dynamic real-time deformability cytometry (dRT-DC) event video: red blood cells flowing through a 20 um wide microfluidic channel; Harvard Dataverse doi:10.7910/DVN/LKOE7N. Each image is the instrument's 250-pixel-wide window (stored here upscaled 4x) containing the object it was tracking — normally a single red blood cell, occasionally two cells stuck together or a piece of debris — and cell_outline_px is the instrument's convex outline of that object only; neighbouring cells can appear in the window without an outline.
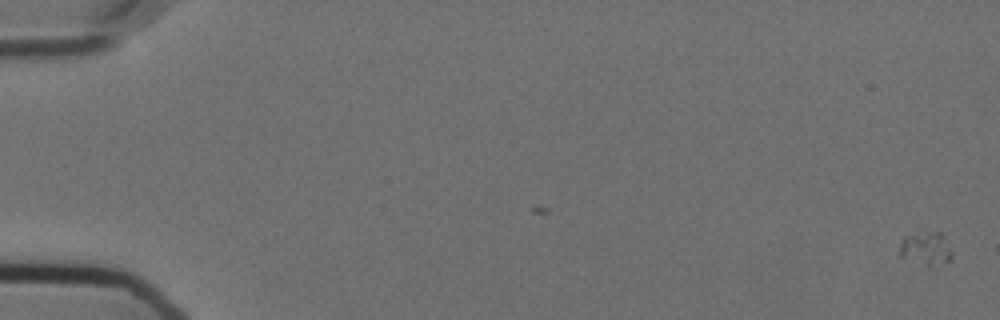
{"species": "Egyptian fruit bat (a non-hibernating species)", "species_latin": "Rousettus aegyptiacus", "temperature_condition": "cold", "stored_images_in_passage": 22, "camera_frame_rate_fps": 3000, "um_per_image_px": 0.085, "animal": {"sex": "female"}, "frame": {"image": 1, "passage_image": 1, "time_ms": 0.0, "image_size_px": [1000, 320], "cell_outline_px": [[952, 260], [936, 268], [900, 256], [900, 244], [904, 236], [928, 232], [940, 232], [944, 236], [952, 252]], "centroid_in_image_um": [78.76, 21.16], "position_along_channel_um": 6.2, "area_um2": 10.17}}
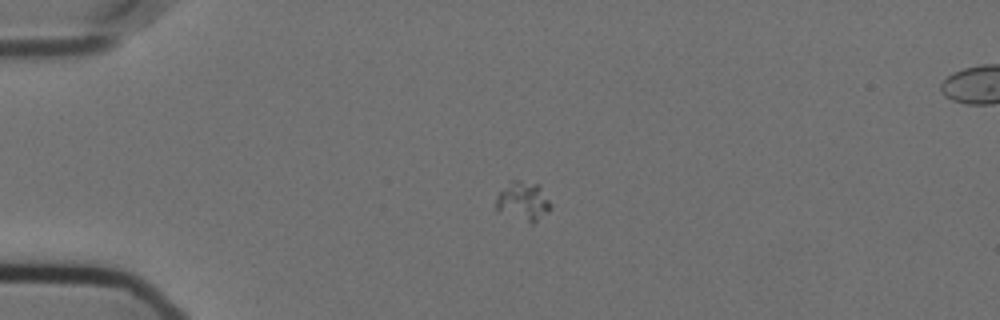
{"frame": {"image": 2, "passage_image": 15, "time_ms": 4.667, "image_size_px": [1000, 320], "cell_outline_px": [[552, 208], [548, 212], [532, 224], [496, 212], [496, 196], [512, 180], [520, 180], [540, 184], [552, 204]], "centroid_in_image_um": [44.48, 17.11], "position_along_channel_um": 40.5, "area_um2": 12.72}}
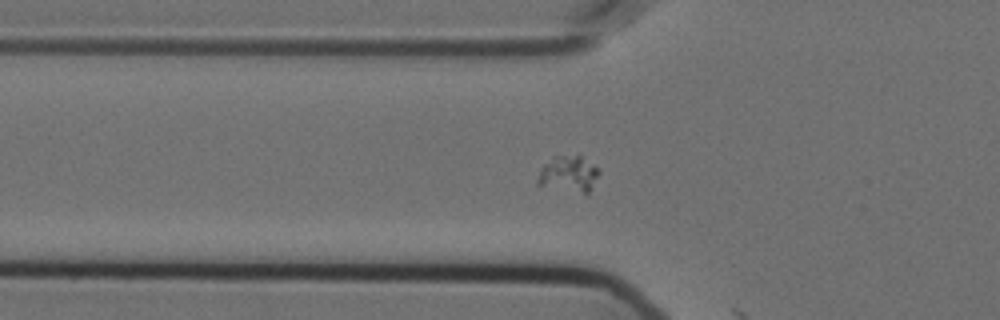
{"frame": {"image": 3, "passage_image": 21, "time_ms": 6.667, "image_size_px": [1000, 320], "cell_outline_px": [[600, 172], [588, 196], [536, 184], [536, 180], [540, 168], [544, 164], [556, 156], [580, 156], [596, 168]], "centroid_in_image_um": [48.32, 14.85], "position_along_channel_um": 77.5, "area_um2": 12.95}}